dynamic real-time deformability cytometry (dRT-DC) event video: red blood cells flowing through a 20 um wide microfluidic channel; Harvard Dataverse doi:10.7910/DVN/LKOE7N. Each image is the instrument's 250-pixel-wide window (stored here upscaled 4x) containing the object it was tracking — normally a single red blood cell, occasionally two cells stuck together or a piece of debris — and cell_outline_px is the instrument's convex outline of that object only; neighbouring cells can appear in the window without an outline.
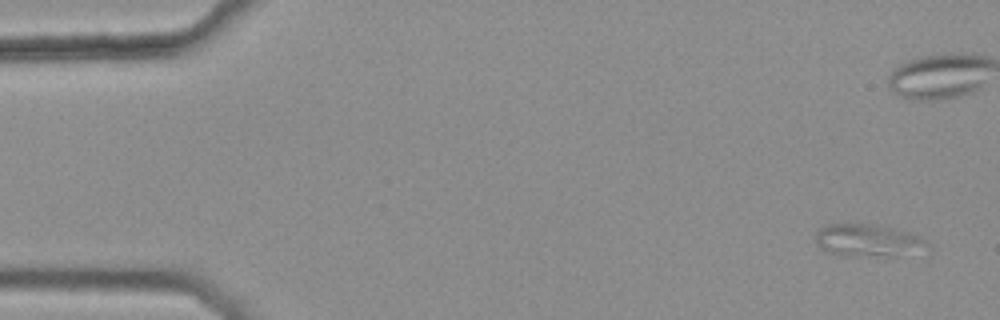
{"species": "common noctule bat (a hibernating species)", "species_latin": "Nyctalus noctula", "temperature_condition": "warm", "stored_images_in_passage": 5, "camera_frame_rate_fps": 3000, "um_per_image_px": 0.085, "animal": {"sex": "female", "body_mass_g": 25.1}, "frame": {"image": 1, "passage_image": 1, "time_ms": 0.0, "image_size_px": [1000, 320], "cell_outline_px": [[932, 248], [896, 256], [844, 256], [828, 252], [820, 248], [816, 244], [816, 232], [824, 224], [872, 224], [908, 232], [920, 236], [928, 240]], "centroid_in_image_um": [73.8, 20.45], "position_along_channel_um": 11.2, "area_um2": 21.39}}